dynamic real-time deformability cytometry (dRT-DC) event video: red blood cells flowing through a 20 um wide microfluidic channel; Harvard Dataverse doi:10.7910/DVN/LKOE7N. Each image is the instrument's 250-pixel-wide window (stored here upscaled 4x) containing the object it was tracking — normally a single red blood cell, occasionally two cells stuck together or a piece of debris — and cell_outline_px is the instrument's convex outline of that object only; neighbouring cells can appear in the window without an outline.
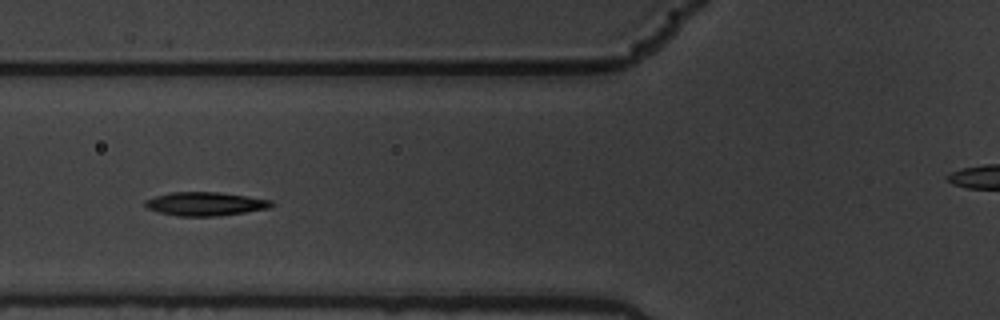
{"species": "common noctule bat (a hibernating species)", "species_latin": "Nyctalus noctula", "temperature_condition": "warm", "stored_images_in_passage": 8, "camera_frame_rate_fps": 3000, "um_per_image_px": 0.085, "animal": {"sex": "male", "body_mass_g": 19.5, "forearm_length_mm": 54.6}, "frame": {"image": 1, "passage_image": 5, "time_ms": 1.333, "image_size_px": [1000, 320], "cell_outline_px": [[276, 204], [268, 208], [244, 212], [216, 216], [176, 216], [160, 212], [148, 208], [144, 204], [144, 200], [156, 196], [172, 192], [220, 192], [248, 196], [272, 200]], "centroid_in_image_um": [17.47, 17.32], "position_along_channel_um": 108.3, "area_um2": 17.34}}
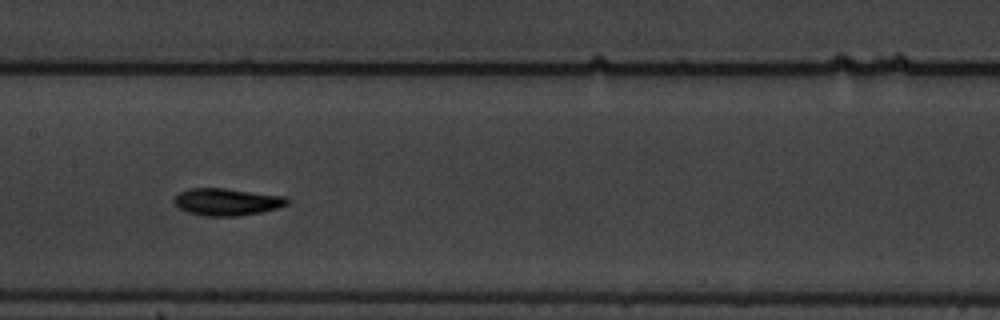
{"frame": {"image": 2, "passage_image": 7, "time_ms": 2.0, "image_size_px": [1000, 320], "cell_outline_px": [[288, 204], [276, 208], [260, 212], [236, 216], [204, 216], [188, 212], [180, 208], [172, 200], [180, 192], [188, 188], [224, 188], [284, 196], [288, 200]], "centroid_in_image_um": [19.25, 17.15], "position_along_channel_um": 188.1, "area_um2": 17.69}}
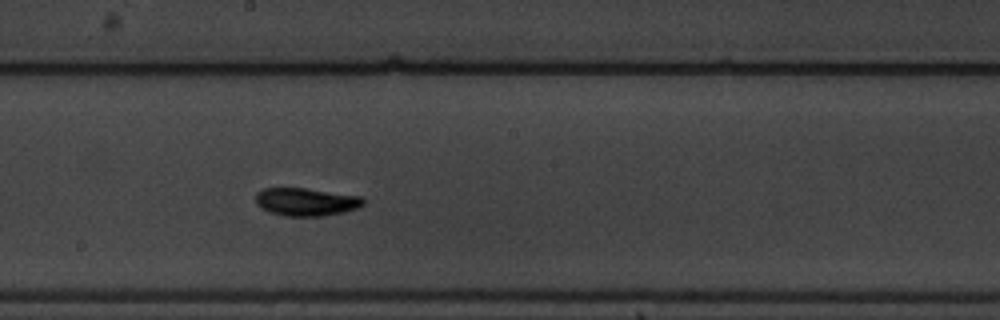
{"frame": {"image": 3, "passage_image": 8, "time_ms": 2.333, "image_size_px": [1000, 320], "cell_outline_px": [[364, 204], [356, 208], [344, 212], [324, 216], [284, 216], [268, 212], [260, 208], [256, 204], [256, 192], [260, 188], [304, 188], [364, 196]], "centroid_in_image_um": [25.99, 17.15], "position_along_channel_um": 222.2, "area_um2": 17.8}}